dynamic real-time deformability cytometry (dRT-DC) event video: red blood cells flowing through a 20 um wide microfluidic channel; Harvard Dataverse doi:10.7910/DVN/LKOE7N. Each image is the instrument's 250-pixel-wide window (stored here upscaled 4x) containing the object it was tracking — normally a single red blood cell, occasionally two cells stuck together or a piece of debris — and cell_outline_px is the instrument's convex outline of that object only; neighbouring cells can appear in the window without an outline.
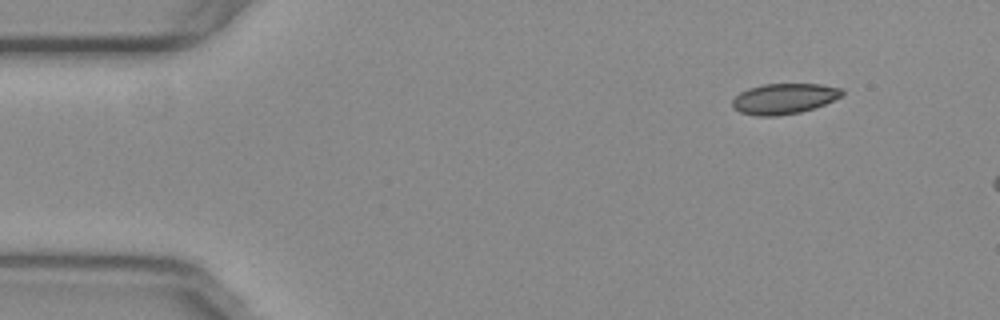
{"species": "common noctule bat (a hibernating species)", "species_latin": "Nyctalus noctula", "temperature_condition": "warm", "stored_images_in_passage": 9, "camera_frame_rate_fps": 3000, "um_per_image_px": 0.085, "animal": {"sex": "female", "body_mass_g": 29.2, "forearm_length_mm": 56.3}, "frame": {"image": 1, "passage_image": 1, "time_ms": 0.0, "image_size_px": [1000, 320], "cell_outline_px": [[844, 96], [824, 104], [800, 112], [776, 116], [756, 116], [740, 112], [732, 108], [732, 100], [740, 92], [748, 88], [764, 84], [820, 84], [844, 88]], "centroid_in_image_um": [66.66, 8.38], "position_along_channel_um": 18.3, "area_um2": 19.65}}